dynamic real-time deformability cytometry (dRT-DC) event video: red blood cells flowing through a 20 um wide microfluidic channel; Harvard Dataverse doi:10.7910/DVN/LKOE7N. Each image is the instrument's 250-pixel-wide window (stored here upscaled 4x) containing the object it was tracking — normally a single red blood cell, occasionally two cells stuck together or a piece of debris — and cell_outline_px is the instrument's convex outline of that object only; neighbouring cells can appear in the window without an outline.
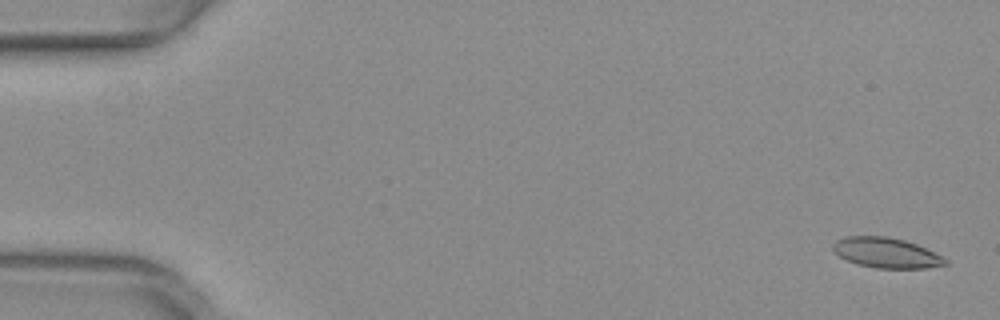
{"species": "common noctule bat (a hibernating species)", "species_latin": "Nyctalus noctula", "temperature_condition": "warm", "stored_images_in_passage": 53, "camera_frame_rate_fps": 3000, "um_per_image_px": 0.085, "animal": {"sex": "female", "body_mass_g": 29.2, "forearm_length_mm": 56.3}, "frame": {"image": 1, "passage_image": 2, "time_ms": 0.333, "image_size_px": [1000, 320], "cell_outline_px": [[948, 264], [924, 268], [876, 268], [856, 264], [840, 256], [832, 248], [832, 244], [836, 240], [848, 236], [888, 236], [904, 240], [916, 244], [948, 260]], "centroid_in_image_um": [75.31, 21.48], "position_along_channel_um": 9.7, "area_um2": 19.54}}
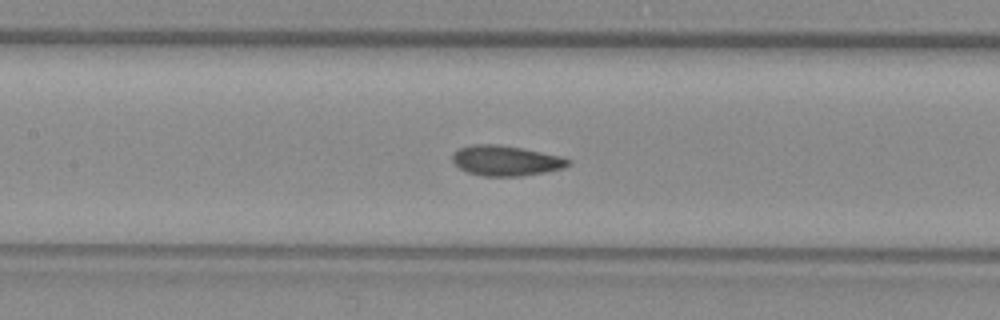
{"frame": {"image": 2, "passage_image": 25, "time_ms": 8.0, "image_size_px": [1000, 320], "cell_outline_px": [[572, 164], [564, 168], [548, 172], [520, 176], [484, 176], [468, 172], [460, 168], [452, 160], [452, 156], [460, 148], [472, 144], [496, 144], [520, 148], [560, 156], [572, 160]], "centroid_in_image_um": [43.05, 13.66], "position_along_channel_um": 164.4, "area_um2": 20.29}}
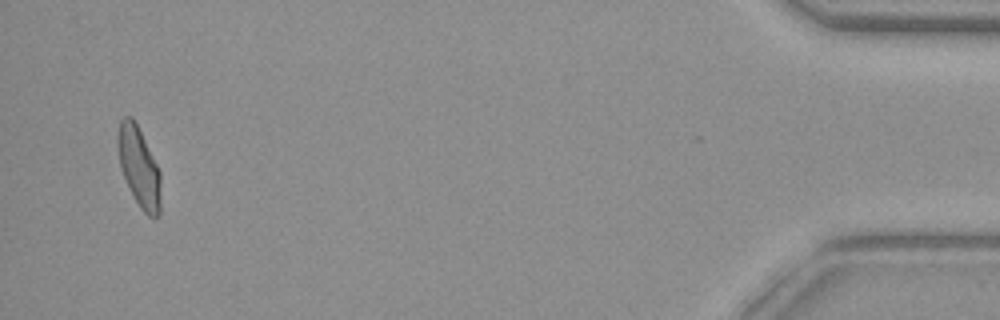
{"frame": {"image": 3, "passage_image": 51, "time_ms": 16.667, "image_size_px": [1000, 320], "cell_outline_px": [[160, 212], [156, 220], [148, 216], [140, 208], [132, 196], [128, 188], [120, 168], [116, 144], [116, 140], [120, 120], [124, 116], [132, 116], [160, 172]], "centroid_in_image_um": [11.78, 14.24], "position_along_channel_um": 423.4, "area_um2": 20.11}, "authors_computed_cell_mechanics": {"area_um2": 19.9988, "velocity_mm_per_s": 3.9812, "shape_relaxation_time_tau1_ms": null, "shape_relaxation_time_tau2_ms": 1.2831, "deformation_change_tau1": null, "deformation_change_tau2": 0.0615}}